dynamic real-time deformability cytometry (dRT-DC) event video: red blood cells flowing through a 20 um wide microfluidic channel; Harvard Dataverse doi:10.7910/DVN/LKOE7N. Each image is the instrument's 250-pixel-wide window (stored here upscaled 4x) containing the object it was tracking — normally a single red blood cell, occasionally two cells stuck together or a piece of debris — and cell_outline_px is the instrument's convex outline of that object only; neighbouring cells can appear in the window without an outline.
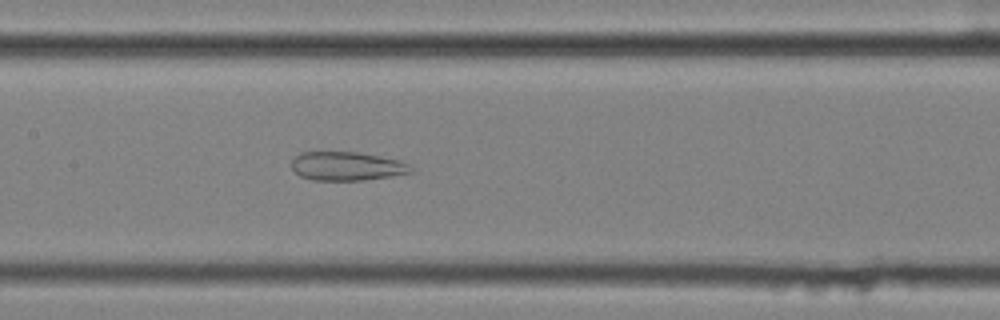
{"species": "common noctule bat (a hibernating species)", "species_latin": "Nyctalus noctula", "temperature_condition": "cold", "stored_images_in_passage": 41, "segment_of_instrument_passage": [2, 2], "camera_frame_rate_fps": 3000, "um_per_image_px": 0.085, "animal": {"sex": "female", "body_mass_g": 25.1}, "frame": {"image": 1, "passage_image": 13, "time_ms": 4.0, "image_size_px": [1000, 320], "cell_outline_px": [[412, 172], [392, 176], [364, 180], [312, 180], [300, 176], [292, 168], [292, 160], [300, 152], [356, 152], [404, 160], [412, 168]], "centroid_in_image_um": [29.5, 14.12], "position_along_channel_um": 177.9, "area_um2": 20.06}}
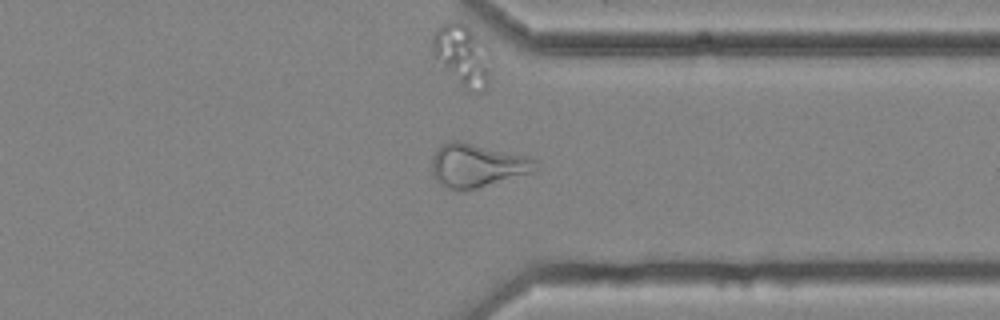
{"frame": {"image": 2, "passage_image": 29, "time_ms": 9.333, "image_size_px": [1000, 320], "cell_outline_px": [[536, 172], [480, 188], [448, 188], [436, 180], [432, 176], [432, 156], [440, 144], [448, 140], [464, 140], [528, 156], [536, 160]], "centroid_in_image_um": [40.57, 14.02], "position_along_channel_um": 370.8, "area_um2": 26.76}}
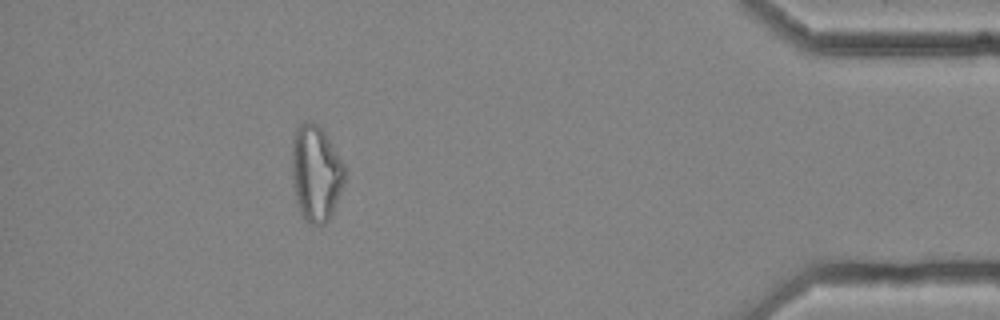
{"frame": {"image": 3, "passage_image": 36, "time_ms": 11.667, "image_size_px": [1000, 320], "cell_outline_px": [[344, 184], [332, 212], [328, 220], [324, 224], [312, 224], [304, 220], [296, 196], [292, 180], [292, 140], [296, 128], [304, 120], [312, 120], [324, 132], [344, 164]], "centroid_in_image_um": [26.84, 14.69], "position_along_channel_um": 408.4, "area_um2": 29.25}}